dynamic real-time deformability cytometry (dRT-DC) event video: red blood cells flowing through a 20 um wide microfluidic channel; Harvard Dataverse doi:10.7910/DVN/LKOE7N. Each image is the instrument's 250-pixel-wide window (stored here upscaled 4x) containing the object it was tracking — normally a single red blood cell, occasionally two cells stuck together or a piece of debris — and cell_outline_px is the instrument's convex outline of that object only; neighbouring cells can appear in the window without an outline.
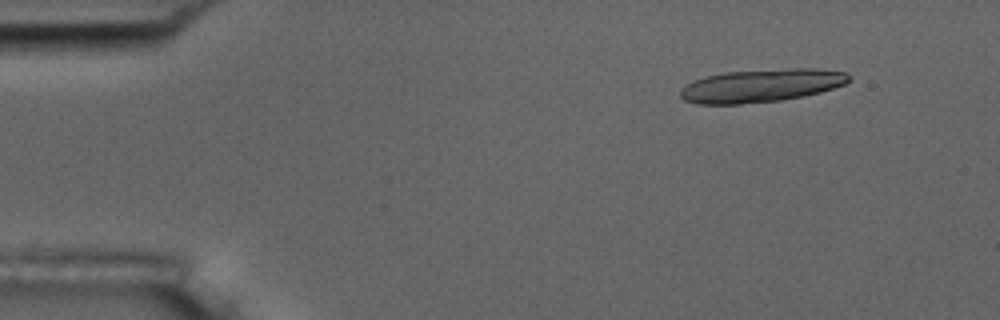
{"species": "common noctule bat (a hibernating species)", "species_latin": "Nyctalus noctula", "temperature_condition": "room temperature", "stored_images_in_passage": 19, "camera_frame_rate_fps": 3000, "um_per_image_px": 0.085, "animal": {"sex": "male", "body_mass_g": 17.5, "forearm_length_mm": 52.3}, "frame": {"image": 1, "passage_image": 6, "time_ms": 1.667, "image_size_px": [1000, 320], "cell_outline_px": [[852, 80], [844, 84], [820, 92], [804, 96], [780, 100], [740, 104], [700, 104], [684, 100], [680, 96], [680, 88], [696, 80], [708, 76], [724, 72], [792, 68], [816, 68], [848, 72], [852, 76]], "centroid_in_image_um": [64.76, 7.27], "position_along_channel_um": 20.2, "area_um2": 32.48}}